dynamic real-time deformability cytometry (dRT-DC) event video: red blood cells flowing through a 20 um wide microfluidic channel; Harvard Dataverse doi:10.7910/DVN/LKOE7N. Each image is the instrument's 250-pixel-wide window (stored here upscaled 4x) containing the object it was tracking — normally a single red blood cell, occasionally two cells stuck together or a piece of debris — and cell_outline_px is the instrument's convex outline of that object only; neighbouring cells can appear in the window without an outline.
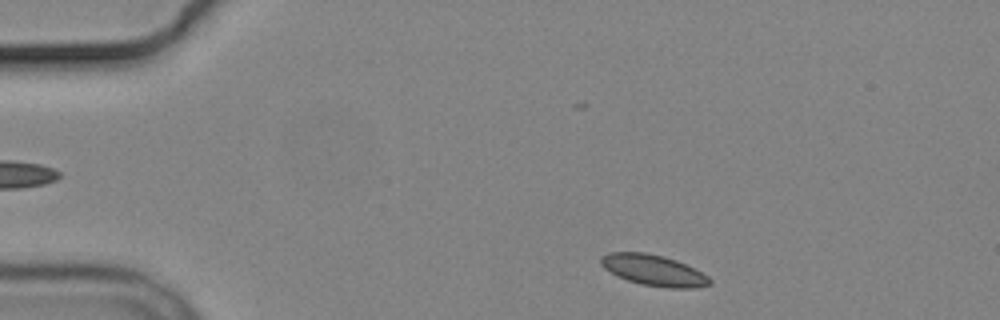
{"species": "common noctule bat (a hibernating species)", "species_latin": "Nyctalus noctula", "temperature_condition": "cold", "stored_images_in_passage": 3, "camera_frame_rate_fps": 3000, "um_per_image_px": 0.085, "animal": {"sex": "male", "body_mass_g": 19.2, "forearm_length_mm": 51.8}, "frame": {"image": 1, "passage_image": 1, "time_ms": 0.0, "image_size_px": [1000, 320], "cell_outline_px": [[712, 284], [696, 288], [668, 288], [640, 284], [628, 280], [604, 268], [600, 264], [600, 256], [608, 252], [644, 252], [664, 256], [676, 260], [708, 276], [712, 280]], "centroid_in_image_um": [55.56, 22.97], "position_along_channel_um": 29.4, "area_um2": 19.54}}
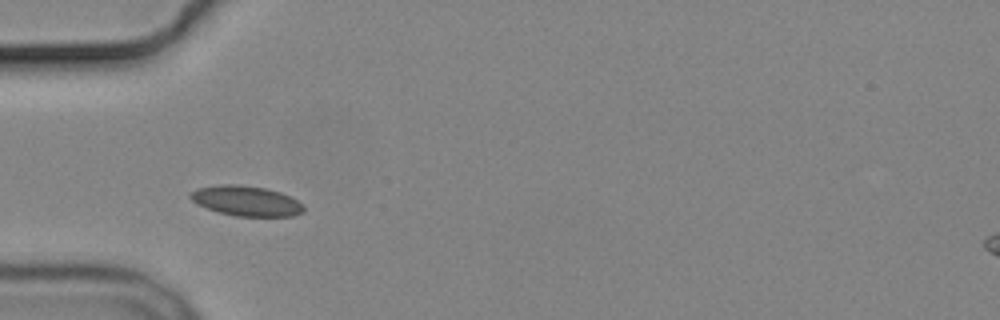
{"frame": {"image": 2, "passage_image": 3, "time_ms": 2.667, "image_size_px": [1000, 320], "cell_outline_px": [[304, 212], [292, 216], [236, 216], [220, 212], [208, 208], [192, 200], [188, 196], [188, 192], [196, 188], [220, 184], [236, 184], [264, 188], [280, 192], [304, 204]], "centroid_in_image_um": [20.92, 17.07], "position_along_channel_um": 64.1, "area_um2": 19.77}}